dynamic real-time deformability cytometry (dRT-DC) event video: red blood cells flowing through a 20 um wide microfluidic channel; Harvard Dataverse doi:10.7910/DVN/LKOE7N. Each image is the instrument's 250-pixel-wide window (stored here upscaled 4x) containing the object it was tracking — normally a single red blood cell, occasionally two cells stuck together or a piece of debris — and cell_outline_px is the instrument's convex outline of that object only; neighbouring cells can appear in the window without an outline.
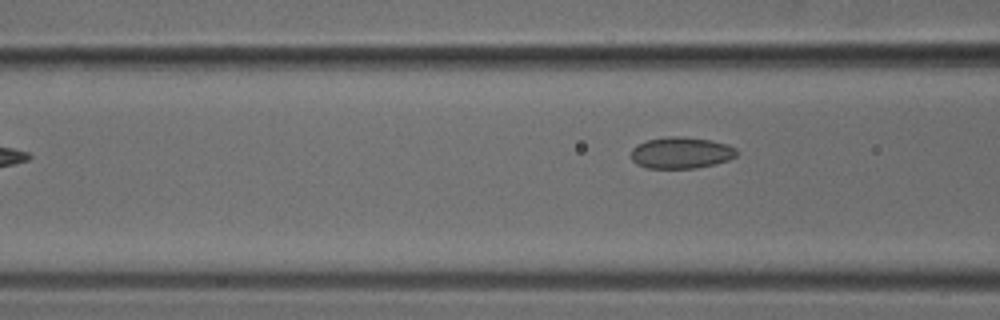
{"species": "common noctule bat (a hibernating species)", "species_latin": "Nyctalus noctula", "temperature_condition": "cold", "stored_images_in_passage": 3, "camera_frame_rate_fps": 3000, "um_per_image_px": 0.085, "animal": {"sex": "male", "body_mass_g": 18.8}, "frame": {"image": 1, "passage_image": 3, "time_ms": 0.667, "image_size_px": [1000, 320], "cell_outline_px": [[736, 156], [728, 160], [716, 164], [696, 168], [648, 168], [636, 164], [632, 160], [632, 148], [636, 144], [648, 140], [668, 136], [676, 136], [712, 140], [728, 144], [736, 148]], "centroid_in_image_um": [57.9, 12.99], "position_along_channel_um": 108.7, "area_um2": 19.42}}